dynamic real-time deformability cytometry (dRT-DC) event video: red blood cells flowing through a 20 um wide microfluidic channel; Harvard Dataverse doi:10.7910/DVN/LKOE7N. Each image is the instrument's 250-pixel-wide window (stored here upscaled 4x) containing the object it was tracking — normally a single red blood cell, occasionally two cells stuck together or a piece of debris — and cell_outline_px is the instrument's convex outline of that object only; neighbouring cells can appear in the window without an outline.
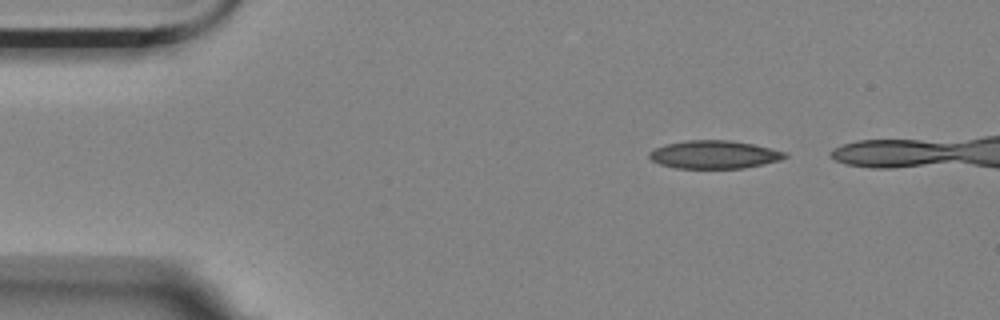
{"species": "Egyptian fruit bat (a non-hibernating species)", "species_latin": "Rousettus aegyptiacus", "temperature_condition": "room temperature", "stored_images_in_passage": 6, "segment_of_instrument_passage": [2, 2], "camera_frame_rate_fps": 3000, "um_per_image_px": 0.085, "animal": {"sex": "female"}, "frame": {"image": 1, "passage_image": 6, "time_ms": 1.667, "image_size_px": [1000, 320], "cell_outline_px": [[788, 156], [780, 160], [764, 164], [744, 168], [676, 168], [660, 164], [652, 160], [648, 156], [648, 152], [656, 148], [668, 144], [688, 140], [732, 140], [752, 144], [788, 152]], "centroid_in_image_um": [60.74, 13.14], "position_along_channel_um": 24.3, "area_um2": 22.14}}